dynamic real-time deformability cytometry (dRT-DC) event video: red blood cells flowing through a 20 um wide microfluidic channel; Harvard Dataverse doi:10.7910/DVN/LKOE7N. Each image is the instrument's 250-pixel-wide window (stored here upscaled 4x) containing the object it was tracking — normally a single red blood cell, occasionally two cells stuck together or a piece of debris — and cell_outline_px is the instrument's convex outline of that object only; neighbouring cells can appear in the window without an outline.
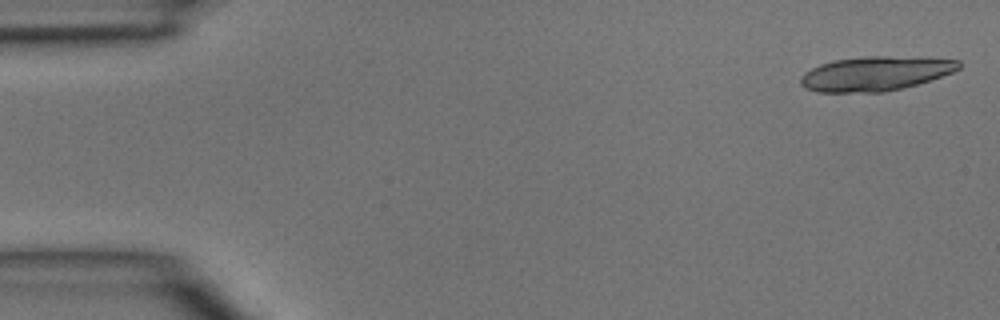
{"species": "common noctule bat (a hibernating species)", "species_latin": "Nyctalus noctula", "temperature_condition": "room temperature", "stored_images_in_passage": 15, "camera_frame_rate_fps": 3000, "um_per_image_px": 0.085, "animal": {"sex": "male", "body_mass_g": 15.6}, "frame": {"image": 1, "passage_image": 1, "time_ms": 0.0, "image_size_px": [1000, 320], "cell_outline_px": [[960, 68], [952, 72], [916, 84], [884, 92], [816, 92], [804, 88], [800, 84], [800, 76], [804, 72], [820, 64], [832, 60], [868, 56], [928, 56], [960, 60]], "centroid_in_image_um": [74.4, 6.23], "position_along_channel_um": 10.6, "area_um2": 32.02}}